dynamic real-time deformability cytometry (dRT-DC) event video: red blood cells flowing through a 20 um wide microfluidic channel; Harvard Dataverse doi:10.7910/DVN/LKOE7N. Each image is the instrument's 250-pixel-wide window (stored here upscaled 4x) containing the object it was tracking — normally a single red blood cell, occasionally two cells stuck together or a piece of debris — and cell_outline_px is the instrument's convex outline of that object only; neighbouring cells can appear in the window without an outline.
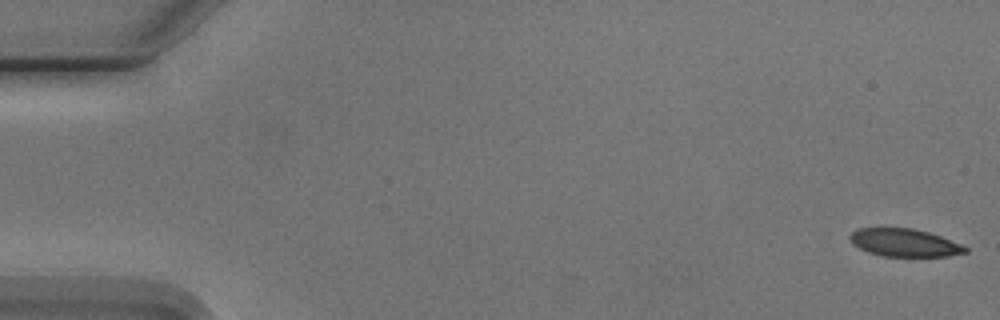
{"species": "Egyptian fruit bat (a non-hibernating species)", "species_latin": "Rousettus aegyptiacus", "temperature_condition": "cold", "stored_images_in_passage": 3, "camera_frame_rate_fps": 3000, "um_per_image_px": 0.085, "animal": {"sex": "male"}, "frame": {"image": 1, "passage_image": 1, "time_ms": 0.0, "image_size_px": [1000, 320], "cell_outline_px": [[968, 252], [948, 256], [884, 256], [868, 252], [852, 244], [848, 236], [856, 228], [912, 228], [928, 232], [940, 236], [960, 244], [968, 248]], "centroid_in_image_um": [76.85, 20.62], "position_along_channel_um": 8.1, "area_um2": 18.61}}